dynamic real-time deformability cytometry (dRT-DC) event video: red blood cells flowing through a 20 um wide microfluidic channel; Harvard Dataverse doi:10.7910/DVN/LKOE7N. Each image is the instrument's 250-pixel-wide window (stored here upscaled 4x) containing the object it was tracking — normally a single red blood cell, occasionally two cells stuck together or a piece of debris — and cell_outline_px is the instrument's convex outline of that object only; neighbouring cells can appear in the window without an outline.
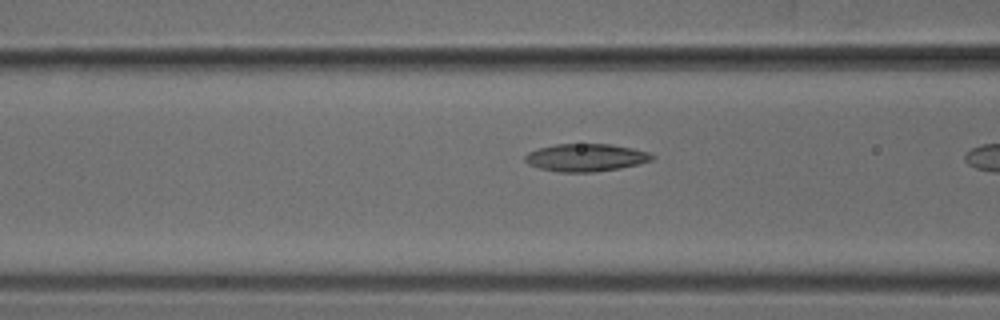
{"species": "common noctule bat (a hibernating species)", "species_latin": "Nyctalus noctula", "temperature_condition": "cold", "stored_images_in_passage": 7, "camera_frame_rate_fps": 3000, "um_per_image_px": 0.085, "animal": {"sex": "male", "body_mass_g": 18.8}, "frame": {"image": 1, "passage_image": 6, "time_ms": 1.667, "image_size_px": [1000, 320], "cell_outline_px": [[656, 156], [652, 160], [640, 164], [620, 168], [596, 172], [560, 172], [540, 168], [528, 164], [524, 160], [524, 156], [528, 152], [540, 148], [556, 144], [612, 144], [632, 148], [648, 152]], "centroid_in_image_um": [49.82, 13.39], "position_along_channel_um": 116.8, "area_um2": 20.52}}